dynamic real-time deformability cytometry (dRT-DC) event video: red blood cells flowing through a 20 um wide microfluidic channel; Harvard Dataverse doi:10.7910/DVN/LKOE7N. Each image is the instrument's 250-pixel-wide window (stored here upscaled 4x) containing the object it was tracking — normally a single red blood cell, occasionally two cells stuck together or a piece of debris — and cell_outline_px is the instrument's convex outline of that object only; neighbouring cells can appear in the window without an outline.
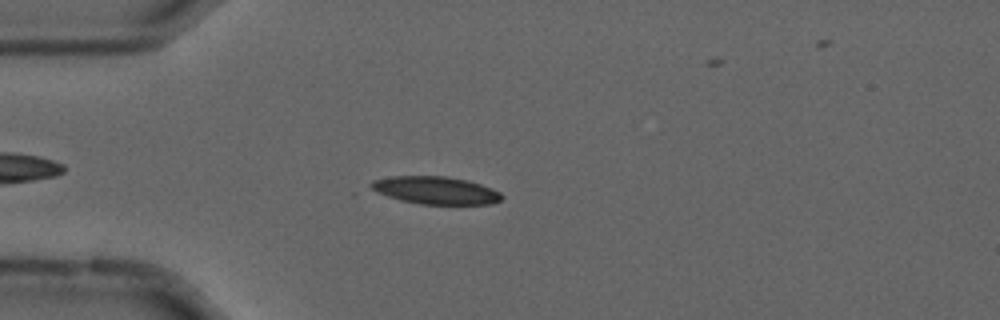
{"species": "common noctule bat (a hibernating species)", "species_latin": "Nyctalus noctula", "temperature_condition": "cold", "stored_images_in_passage": 51, "camera_frame_rate_fps": 3000, "um_per_image_px": 0.085, "animal": {"sex": "male", "forearm_length_mm": 52.5}, "frame": {"image": 1, "passage_image": 9, "time_ms": 2.667, "image_size_px": [1000, 320], "cell_outline_px": [[504, 196], [500, 200], [492, 204], [420, 204], [352, 196], [352, 192], [372, 180], [392, 176], [444, 176], [468, 180], [492, 188], [500, 192]], "centroid_in_image_um": [36.44, 16.21], "position_along_channel_um": 48.6, "area_um2": 23.7}}
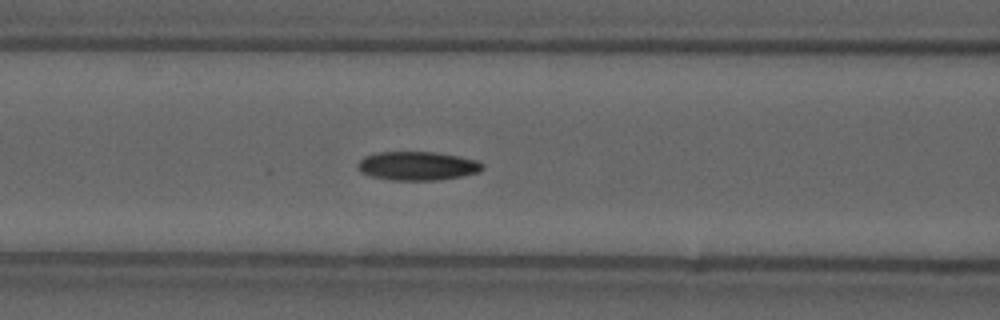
{"frame": {"image": 2, "passage_image": 17, "time_ms": 5.333, "image_size_px": [1000, 320], "cell_outline_px": [[484, 168], [480, 172], [460, 176], [436, 180], [392, 180], [372, 176], [360, 172], [356, 164], [364, 156], [376, 152], [436, 152], [460, 156], [476, 160], [484, 164]], "centroid_in_image_um": [35.48, 14.09], "position_along_channel_um": 131.1, "area_um2": 20.98}}
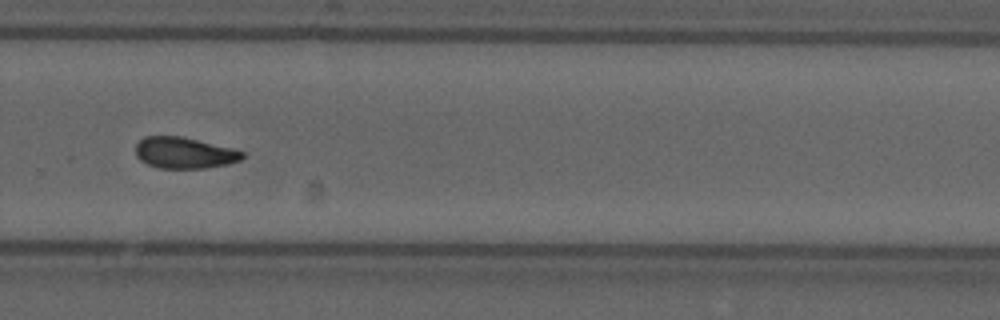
{"frame": {"image": 3, "passage_image": 32, "time_ms": 10.333, "image_size_px": [1000, 320], "cell_outline_px": [[244, 156], [240, 160], [228, 164], [208, 168], [160, 168], [148, 164], [140, 160], [136, 156], [136, 144], [144, 136], [184, 136], [232, 148], [244, 152]], "centroid_in_image_um": [15.67, 12.98], "position_along_channel_um": 314.1, "area_um2": 19.54}, "authors_computed_cell_mechanics": {"area_um2": 20.1144, "velocity_mm_per_s": 3.6663, "shape_relaxation_time_tau1_ms": null, "shape_relaxation_time_tau2_ms": 9.46, "deformation_change_tau1": null, "deformation_change_tau2": 0.1616}}